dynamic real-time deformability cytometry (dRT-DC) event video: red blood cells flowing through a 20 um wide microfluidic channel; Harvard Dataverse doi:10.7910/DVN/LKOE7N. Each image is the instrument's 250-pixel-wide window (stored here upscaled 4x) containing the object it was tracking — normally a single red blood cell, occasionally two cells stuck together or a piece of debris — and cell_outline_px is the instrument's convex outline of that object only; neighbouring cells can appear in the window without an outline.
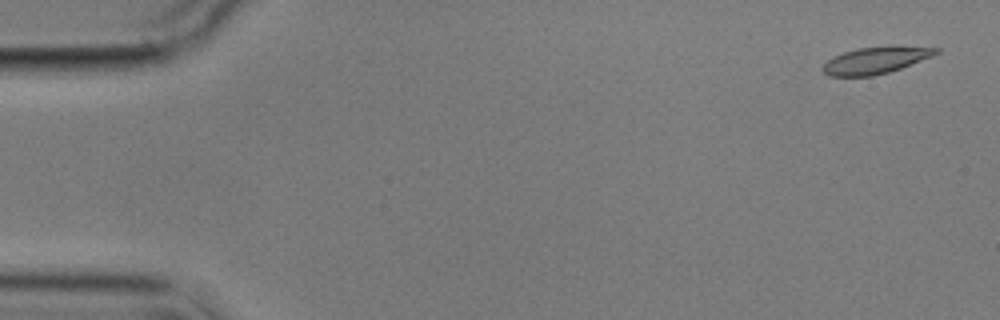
{"species": "common noctule bat (a hibernating species)", "species_latin": "Nyctalus noctula", "temperature_condition": "cold", "stored_images_in_passage": 3, "camera_frame_rate_fps": 3000, "um_per_image_px": 0.085, "animal": {"sex": "male", "body_mass_g": 17.9}, "frame": {"image": 1, "passage_image": 1, "time_ms": 0.0, "image_size_px": [1000, 320], "cell_outline_px": [[940, 52], [932, 56], [900, 68], [888, 72], [872, 76], [828, 76], [820, 68], [828, 60], [844, 52], [860, 48], [888, 44], [892, 44], [940, 48]], "centroid_in_image_um": [74.47, 5.09], "position_along_channel_um": 10.5, "area_um2": 17.92}}